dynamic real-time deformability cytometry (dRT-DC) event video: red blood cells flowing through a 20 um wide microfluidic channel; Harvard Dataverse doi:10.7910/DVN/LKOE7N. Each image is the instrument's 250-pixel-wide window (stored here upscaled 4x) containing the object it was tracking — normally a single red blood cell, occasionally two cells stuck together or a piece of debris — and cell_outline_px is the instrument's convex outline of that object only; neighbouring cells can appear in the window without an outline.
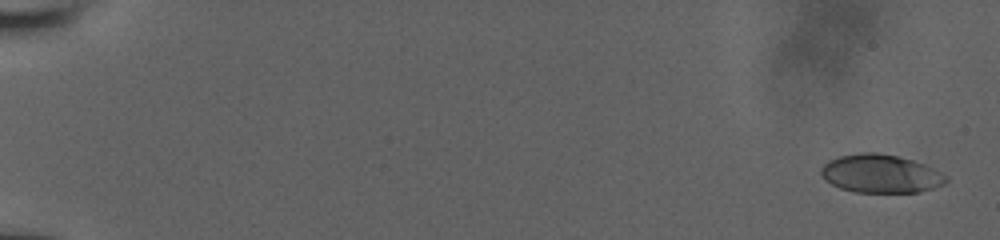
{"species": "human", "species_latin": "Homo sapiens", "temperature_condition": "room temperature", "stored_images_in_passage": 44, "camera_frame_rate_fps": 3000, "um_per_image_px": 0.085, "donor": {"sex": "male"}, "frame": {"image": 1, "passage_image": 1, "time_ms": 0.0, "image_size_px": [1000, 240], "cell_outline_px": [[948, 180], [944, 184], [920, 192], [856, 192], [840, 188], [824, 180], [820, 176], [820, 168], [828, 160], [840, 156], [860, 152], [876, 152], [896, 156], [912, 160], [924, 164], [948, 176]], "centroid_in_image_um": [74.82, 14.76], "position_along_channel_um": 10.2, "area_um2": 27.98}}
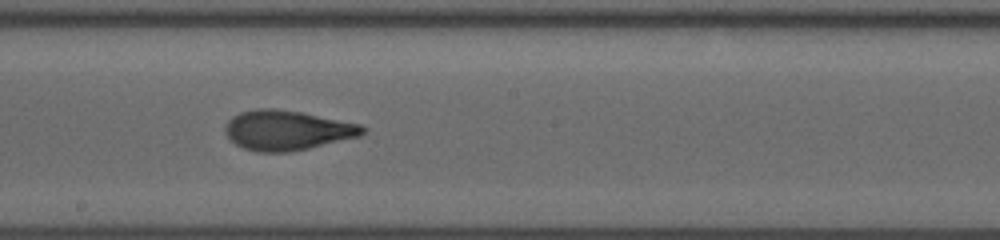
{"frame": {"image": 2, "passage_image": 25, "time_ms": 10.333, "image_size_px": [1000, 240], "cell_outline_px": [[368, 128], [360, 136], [292, 152], [256, 152], [244, 148], [236, 144], [224, 132], [224, 128], [228, 120], [232, 116], [240, 112], [256, 108], [276, 108], [300, 112], [360, 124]], "centroid_in_image_um": [24.38, 11.07], "position_along_channel_um": 223.8, "area_um2": 31.91}}
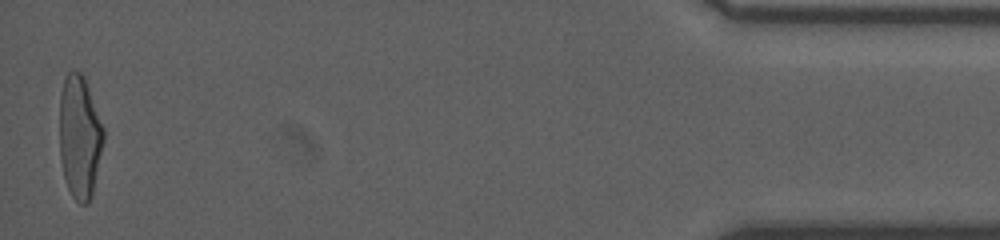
{"frame": {"image": 3, "passage_image": 44, "time_ms": 17.333, "image_size_px": [1000, 240], "cell_outline_px": [[104, 140], [92, 196], [88, 204], [80, 204], [72, 196], [68, 188], [64, 176], [60, 156], [60, 92], [64, 76], [72, 68], [80, 72], [84, 76], [104, 128]], "centroid_in_image_um": [6.77, 11.61], "position_along_channel_um": 428.4, "area_um2": 31.79}}